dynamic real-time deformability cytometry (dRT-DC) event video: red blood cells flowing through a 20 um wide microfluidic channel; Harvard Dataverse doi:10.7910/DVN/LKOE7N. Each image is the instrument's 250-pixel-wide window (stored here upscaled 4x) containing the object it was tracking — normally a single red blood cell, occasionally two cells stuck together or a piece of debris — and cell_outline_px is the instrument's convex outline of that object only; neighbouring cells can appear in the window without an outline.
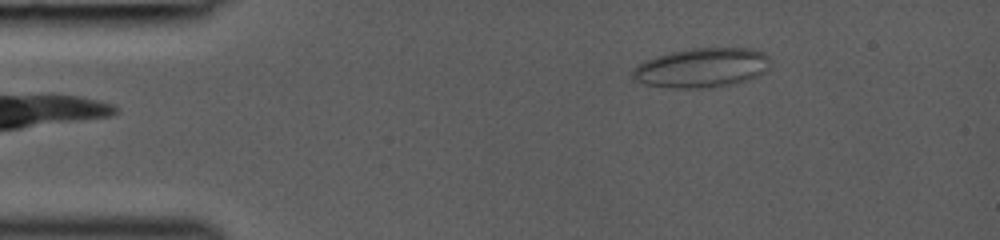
{"species": "common noctule bat (a hibernating species)", "species_latin": "Nyctalus noctula", "temperature_condition": "room temperature", "stored_images_in_passage": 39, "camera_frame_rate_fps": 3000, "um_per_image_px": 0.085, "animal": {"sex": "female", "body_mass_g": 19.0, "forearm_length_mm": 53.3}, "frame": {"image": 1, "passage_image": 1, "time_ms": 0.0, "image_size_px": [1000, 240], "cell_outline_px": [[768, 68], [764, 72], [748, 80], [736, 84], [708, 88], [668, 88], [644, 84], [636, 80], [632, 76], [632, 72], [644, 60], [656, 56], [672, 52], [696, 48], [752, 48], [764, 52], [768, 56]], "centroid_in_image_um": [59.67, 5.77], "position_along_channel_um": 25.3, "area_um2": 31.67}}
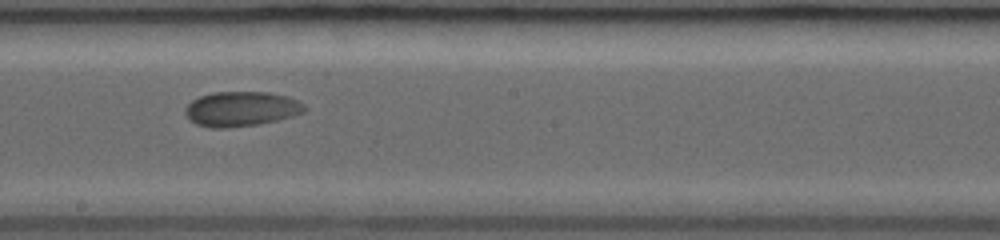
{"frame": {"image": 2, "passage_image": 20, "time_ms": 6.333, "image_size_px": [1000, 240], "cell_outline_px": [[308, 108], [304, 112], [292, 116], [260, 124], [228, 128], [212, 128], [196, 124], [184, 112], [184, 108], [192, 100], [200, 96], [212, 92], [268, 92], [288, 96], [304, 104]], "centroid_in_image_um": [20.51, 9.25], "position_along_channel_um": 227.7, "area_um2": 24.28}}
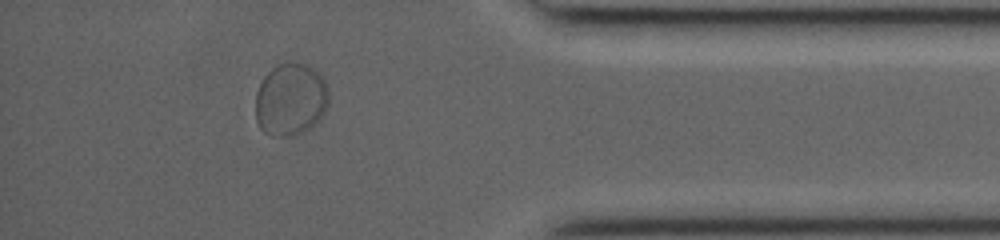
{"frame": {"image": 3, "passage_image": 34, "time_ms": 11.0, "image_size_px": [1000, 240], "cell_outline_px": [[328, 104], [320, 120], [308, 128], [300, 132], [284, 136], [272, 136], [264, 132], [260, 128], [256, 120], [256, 92], [264, 76], [272, 68], [280, 64], [308, 64], [316, 68], [320, 72], [328, 88]], "centroid_in_image_um": [24.71, 8.44], "position_along_channel_um": 410.5, "area_um2": 30.87}}